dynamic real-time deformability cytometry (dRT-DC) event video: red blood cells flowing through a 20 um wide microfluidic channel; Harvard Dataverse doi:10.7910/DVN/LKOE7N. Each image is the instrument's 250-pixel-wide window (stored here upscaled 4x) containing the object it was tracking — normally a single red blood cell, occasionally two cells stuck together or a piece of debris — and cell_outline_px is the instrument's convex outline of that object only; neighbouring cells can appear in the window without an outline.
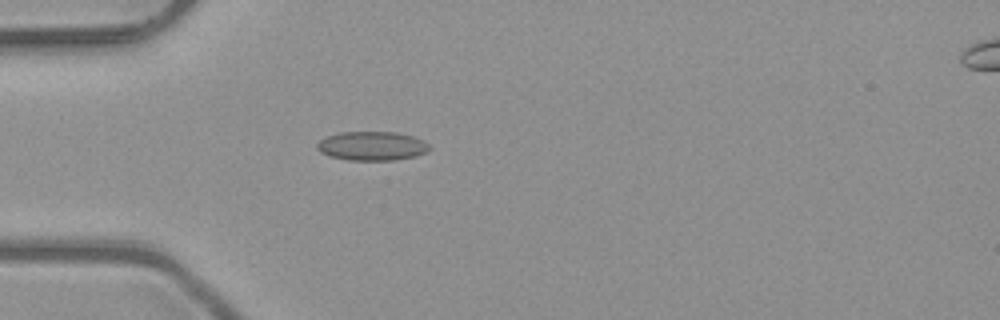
{"species": "common noctule bat (a hibernating species)", "species_latin": "Nyctalus noctula", "temperature_condition": "room temperature", "stored_images_in_passage": 3, "camera_frame_rate_fps": 3000, "um_per_image_px": 0.085, "animal": {"sex": "male", "body_mass_g": 23.1, "forearm_length_mm": 52.7}, "frame": {"image": 1, "passage_image": 3, "time_ms": 0.667, "image_size_px": [1000, 320], "cell_outline_px": [[432, 148], [428, 152], [416, 156], [396, 160], [348, 160], [328, 156], [320, 152], [316, 148], [316, 144], [320, 140], [328, 136], [340, 132], [396, 132], [412, 136], [424, 140]], "centroid_in_image_um": [31.64, 12.41], "position_along_channel_um": 53.4, "area_um2": 19.19}}